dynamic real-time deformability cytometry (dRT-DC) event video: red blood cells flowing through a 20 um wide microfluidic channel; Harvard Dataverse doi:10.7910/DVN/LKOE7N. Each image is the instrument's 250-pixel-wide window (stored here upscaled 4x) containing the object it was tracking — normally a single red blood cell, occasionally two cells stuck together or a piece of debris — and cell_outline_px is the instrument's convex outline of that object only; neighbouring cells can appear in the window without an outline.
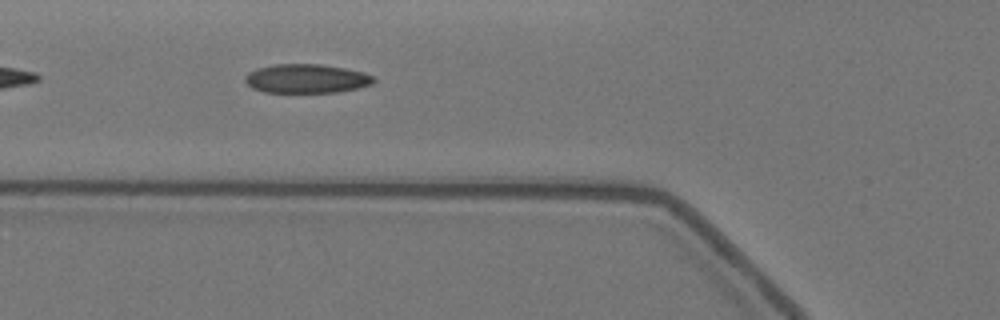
{"species": "Egyptian fruit bat (a non-hibernating species)", "species_latin": "Rousettus aegyptiacus", "temperature_condition": "warm", "stored_images_in_passage": 42, "camera_frame_rate_fps": 3000, "um_per_image_px": 0.085, "animal": {"sex": "female"}, "frame": {"image": 1, "passage_image": 6, "time_ms": 1.667, "image_size_px": [1000, 320], "cell_outline_px": [[376, 80], [372, 84], [356, 88], [336, 92], [264, 92], [252, 88], [244, 80], [244, 76], [248, 72], [256, 68], [272, 64], [320, 64], [344, 68], [364, 72], [372, 76]], "centroid_in_image_um": [26.01, 6.67], "position_along_channel_um": 99.8, "area_um2": 21.73}}
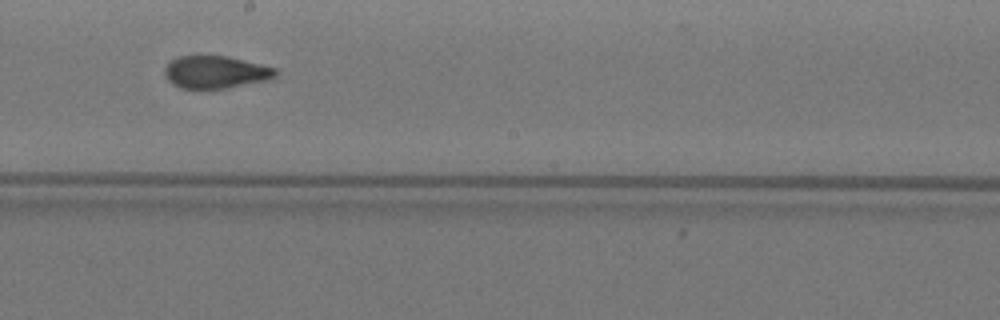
{"frame": {"image": 2, "passage_image": 17, "time_ms": 5.333, "image_size_px": [1000, 320], "cell_outline_px": [[280, 72], [272, 80], [228, 88], [180, 88], [172, 84], [168, 80], [164, 72], [164, 68], [172, 60], [180, 56], [200, 52], [228, 56], [276, 68]], "centroid_in_image_um": [18.35, 6.09], "position_along_channel_um": 229.8, "area_um2": 21.85}}
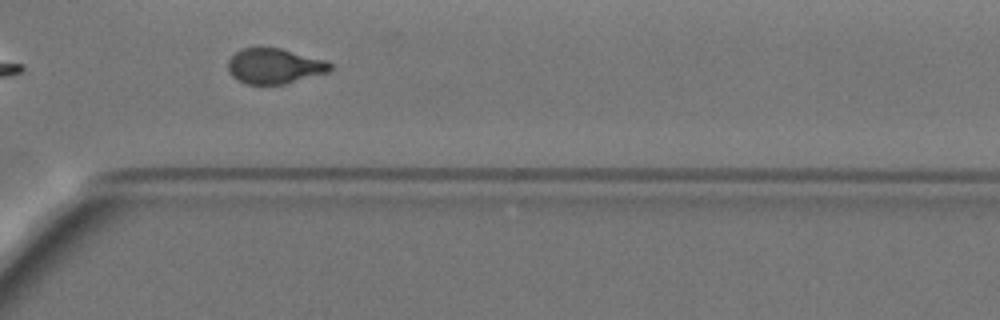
{"frame": {"image": 3, "passage_image": 27, "time_ms": 8.667, "image_size_px": [1000, 320], "cell_outline_px": [[332, 68], [328, 72], [284, 84], [248, 84], [236, 80], [228, 72], [228, 60], [236, 52], [244, 48], [280, 48], [328, 60], [332, 64]], "centroid_in_image_um": [23.34, 5.62], "position_along_channel_um": 347.3, "area_um2": 21.04}, "authors_computed_cell_mechanics": {"area_um2": 21.5883, "velocity_mm_per_s": 3.5304, "shape_relaxation_time_tau1_ms": 10.1148, "shape_relaxation_time_tau2_ms": 1.2751, "deformation_change_tau1": 0.2379, "deformation_change_tau2": 0.0785}}